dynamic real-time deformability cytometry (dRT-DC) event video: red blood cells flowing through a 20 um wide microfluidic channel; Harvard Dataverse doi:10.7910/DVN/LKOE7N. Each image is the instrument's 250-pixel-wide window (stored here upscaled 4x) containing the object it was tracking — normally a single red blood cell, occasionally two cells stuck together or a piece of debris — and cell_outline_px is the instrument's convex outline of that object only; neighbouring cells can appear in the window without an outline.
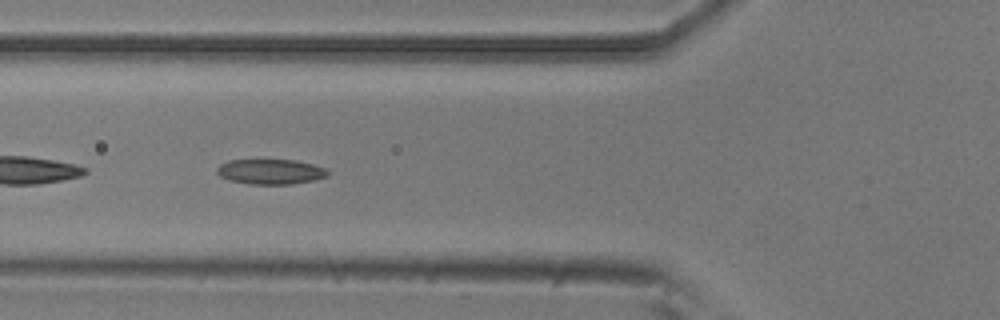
{"species": "common noctule bat (a hibernating species)", "species_latin": "Nyctalus noctula", "temperature_condition": "room temperature", "stored_images_in_passage": 54, "camera_frame_rate_fps": 3000, "um_per_image_px": 0.085, "animal": {"sex": "male", "body_mass_g": 20.5, "forearm_length_mm": 52.5}, "frame": {"image": 1, "passage_image": 19, "time_ms": 6.0, "image_size_px": [1000, 320], "cell_outline_px": [[328, 176], [312, 180], [292, 184], [248, 184], [228, 180], [220, 176], [216, 172], [216, 168], [220, 164], [228, 160], [296, 160], [312, 164], [324, 168], [328, 172]], "centroid_in_image_um": [22.95, 14.59], "position_along_channel_um": 102.9, "area_um2": 16.18}}
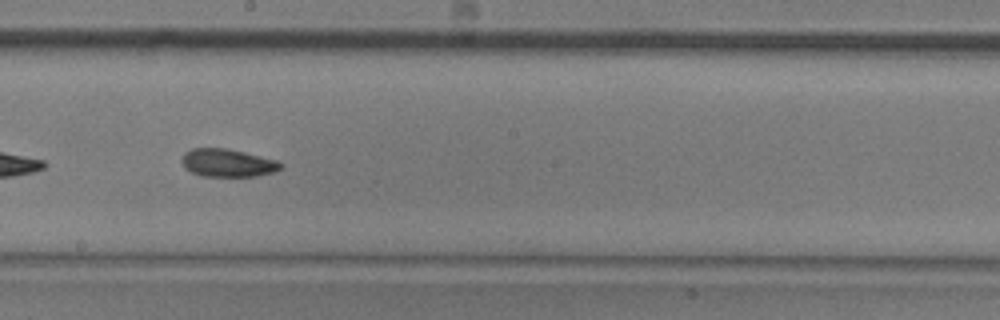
{"frame": {"image": 2, "passage_image": 29, "time_ms": 9.333, "image_size_px": [1000, 320], "cell_outline_px": [[284, 168], [276, 172], [256, 176], [204, 176], [192, 172], [184, 168], [180, 160], [184, 152], [192, 148], [224, 148], [244, 152], [276, 160], [284, 164]], "centroid_in_image_um": [19.36, 13.85], "position_along_channel_um": 228.8, "area_um2": 16.24}}
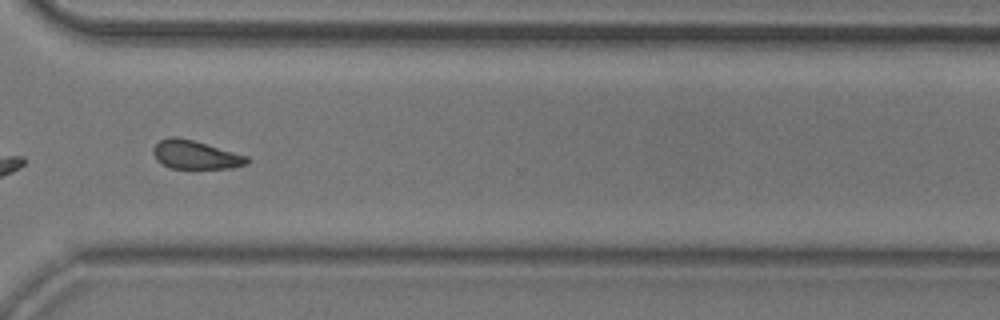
{"frame": {"image": 3, "passage_image": 39, "time_ms": 12.667, "image_size_px": [1000, 320], "cell_outline_px": [[248, 164], [232, 168], [172, 168], [156, 160], [152, 152], [152, 148], [160, 140], [168, 136], [176, 136], [192, 140], [248, 156]], "centroid_in_image_um": [16.59, 13.15], "position_along_channel_um": 354.0, "area_um2": 15.49}, "authors_computed_cell_mechanics": {"area_um2": 16.3285, "velocity_mm_per_s": 3.7673, "shape_relaxation_time_tau1_ms": 5.0457, "shape_relaxation_time_tau2_ms": 5.4765, "deformation_change_tau1": 0.1103, "deformation_change_tau2": 0.1239}}